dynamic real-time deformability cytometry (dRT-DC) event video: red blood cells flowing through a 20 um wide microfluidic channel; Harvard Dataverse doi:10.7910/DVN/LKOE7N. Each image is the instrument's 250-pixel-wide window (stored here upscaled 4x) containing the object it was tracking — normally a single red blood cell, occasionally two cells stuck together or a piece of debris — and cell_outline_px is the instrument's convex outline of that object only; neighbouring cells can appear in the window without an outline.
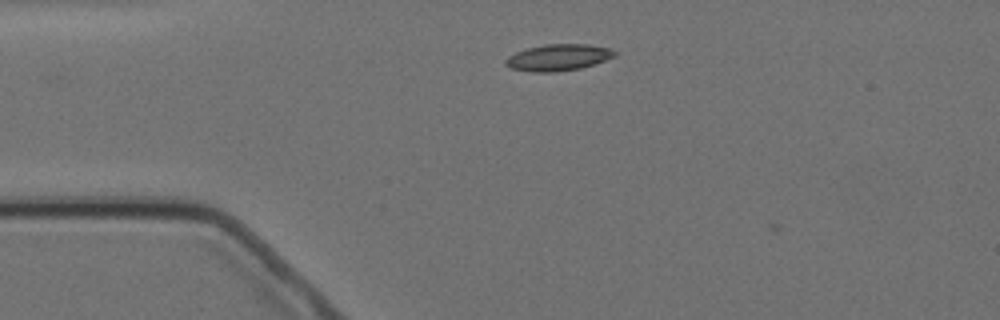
{"species": "Egyptian fruit bat (a non-hibernating species)", "species_latin": "Rousettus aegyptiacus", "temperature_condition": "cold", "stored_images_in_passage": 2, "camera_frame_rate_fps": 3000, "um_per_image_px": 0.085, "animal": {"sex": "female"}, "frame": {"image": 1, "passage_image": 1, "time_ms": 0.0, "image_size_px": [1000, 320], "cell_outline_px": [[616, 56], [580, 68], [556, 72], [532, 72], [512, 68], [504, 64], [504, 60], [508, 56], [516, 52], [528, 48], [544, 44], [588, 44], [612, 48], [616, 52]], "centroid_in_image_um": [47.44, 4.88], "position_along_channel_um": 37.6, "area_um2": 16.82}}